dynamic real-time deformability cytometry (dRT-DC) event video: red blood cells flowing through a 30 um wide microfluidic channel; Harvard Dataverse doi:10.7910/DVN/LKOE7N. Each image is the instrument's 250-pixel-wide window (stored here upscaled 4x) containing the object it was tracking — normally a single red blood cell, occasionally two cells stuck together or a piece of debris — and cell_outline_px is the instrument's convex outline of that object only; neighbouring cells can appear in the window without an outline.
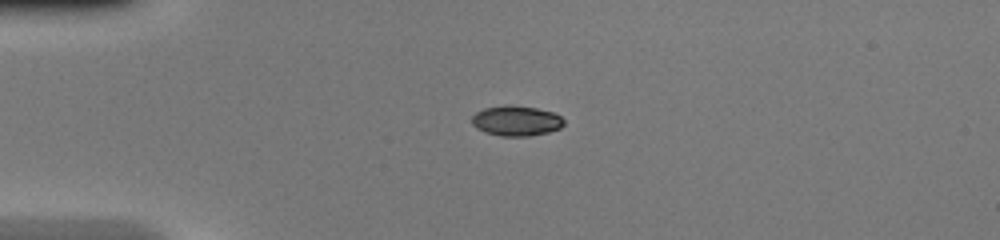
{"species": "common noctule bat (a hibernating species)", "species_latin": "Nyctalus noctula", "temperature_condition": "warm", "stored_images_in_passage": 37, "camera_frame_rate_fps": 3000, "um_per_image_px": 0.085, "animal": {"sex": "female", "body_mass_g": 20.0, "forearm_length_mm": 54.0}, "frame": {"image": 1, "passage_image": 1, "time_ms": 0.0, "image_size_px": [1000, 240], "cell_outline_px": [[564, 124], [560, 128], [548, 132], [532, 136], [500, 136], [484, 132], [476, 128], [472, 124], [472, 116], [476, 112], [484, 108], [504, 104], [508, 104], [536, 108], [552, 112], [560, 116], [564, 120]], "centroid_in_image_um": [43.86, 10.26], "position_along_channel_um": 41.1, "area_um2": 16.36}}
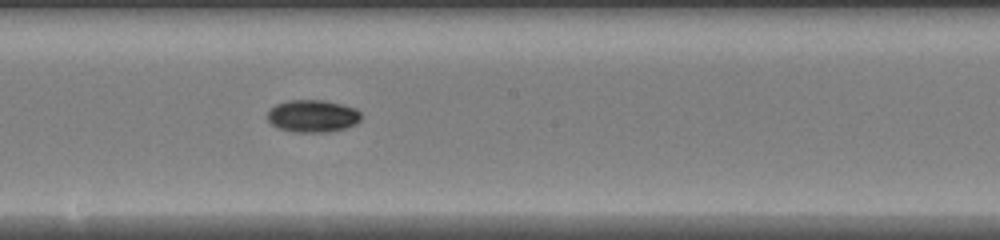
{"frame": {"image": 2, "passage_image": 16, "time_ms": 5.0, "image_size_px": [1000, 240], "cell_outline_px": [[360, 120], [356, 124], [344, 128], [328, 132], [292, 132], [276, 128], [268, 120], [268, 112], [276, 104], [288, 100], [324, 100], [356, 108], [360, 112]], "centroid_in_image_um": [26.56, 9.87], "position_along_channel_um": 221.6, "area_um2": 17.69}}
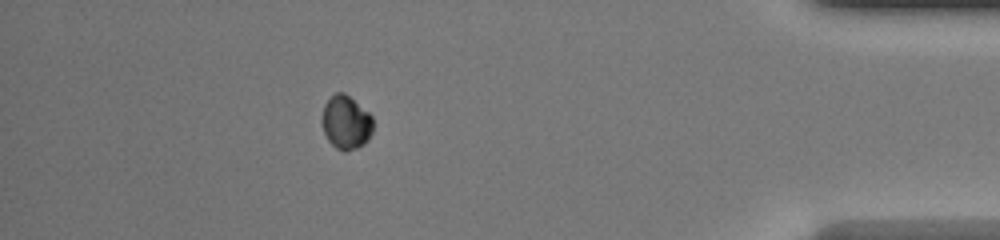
{"frame": {"image": 3, "passage_image": 32, "time_ms": 10.333, "image_size_px": [1000, 240], "cell_outline_px": [[372, 132], [368, 140], [364, 144], [356, 148], [344, 152], [336, 148], [328, 140], [324, 132], [320, 120], [320, 116], [324, 104], [336, 92], [344, 92], [368, 112], [372, 116]], "centroid_in_image_um": [29.38, 10.41], "position_along_channel_um": 405.8, "area_um2": 16.07}, "authors_computed_cell_mechanics": {"area_um2": 16.8776, "velocity_mm_per_s": 4.2819, "shape_relaxation_time_tau1_ms": 0.9044, "shape_relaxation_time_tau2_ms": null, "deformation_change_tau1": 0.1729, "deformation_change_tau2": null}}